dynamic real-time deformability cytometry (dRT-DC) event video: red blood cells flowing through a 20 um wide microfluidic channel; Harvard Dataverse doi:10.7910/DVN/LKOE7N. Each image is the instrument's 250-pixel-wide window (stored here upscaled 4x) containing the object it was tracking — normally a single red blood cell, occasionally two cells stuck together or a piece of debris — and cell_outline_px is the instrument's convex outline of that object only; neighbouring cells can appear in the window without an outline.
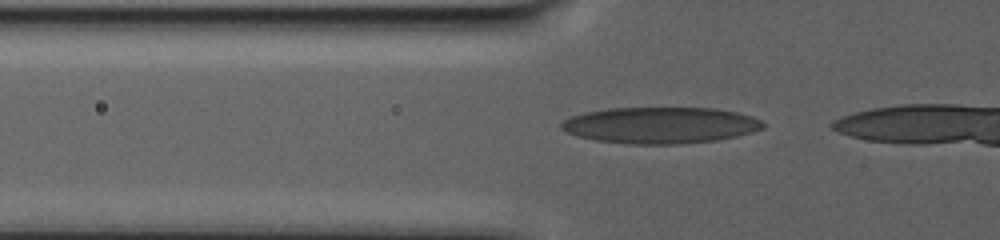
{"species": "human", "species_latin": "Homo sapiens", "temperature_condition": "warm", "stored_images_in_passage": 51, "camera_frame_rate_fps": 3000, "um_per_image_px": 0.085, "donor": {"sex": "male"}, "frame": {"image": 1, "passage_image": 3, "time_ms": 0.667, "image_size_px": [1000, 240], "cell_outline_px": [[764, 128], [752, 132], [736, 136], [716, 140], [676, 144], [628, 144], [596, 140], [580, 136], [568, 132], [560, 128], [560, 124], [564, 120], [572, 116], [584, 112], [608, 108], [716, 108], [736, 112], [752, 116], [764, 120]], "centroid_in_image_um": [56.16, 10.64], "position_along_channel_um": 69.6, "area_um2": 42.71}}
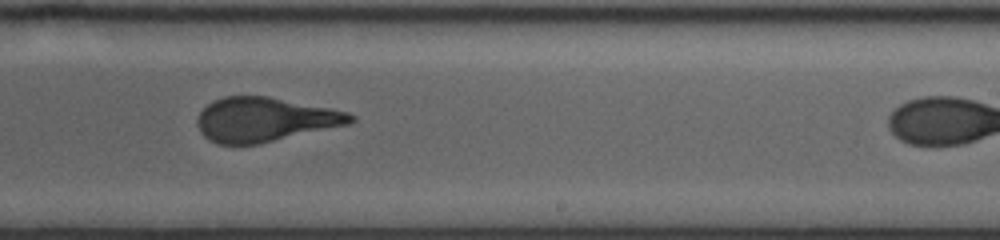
{"frame": {"image": 2, "passage_image": 30, "time_ms": 9.667, "image_size_px": [1000, 240], "cell_outline_px": [[356, 120], [348, 124], [260, 144], [216, 144], [208, 140], [200, 132], [196, 124], [196, 120], [200, 112], [208, 104], [224, 96], [268, 96], [348, 112], [356, 116]], "centroid_in_image_um": [22.48, 10.17], "position_along_channel_um": 266.5, "area_um2": 39.42}}
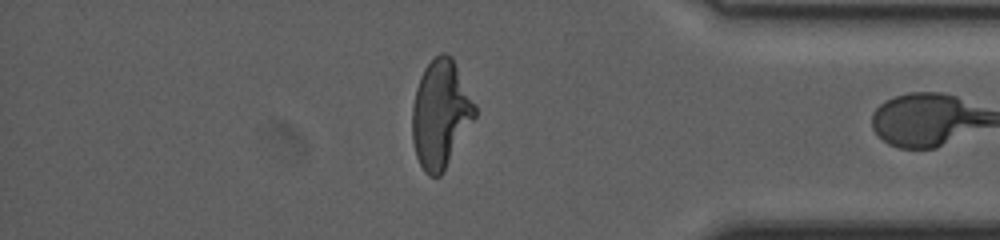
{"frame": {"image": 3, "passage_image": 50, "time_ms": 16.333, "image_size_px": [1000, 240], "cell_outline_px": [[476, 116], [444, 172], [440, 176], [428, 176], [424, 172], [416, 156], [412, 140], [412, 108], [416, 88], [420, 76], [424, 68], [440, 52], [444, 52], [452, 56], [476, 104]], "centroid_in_image_um": [37.45, 9.7], "position_along_channel_um": 397.8, "area_um2": 39.65}}